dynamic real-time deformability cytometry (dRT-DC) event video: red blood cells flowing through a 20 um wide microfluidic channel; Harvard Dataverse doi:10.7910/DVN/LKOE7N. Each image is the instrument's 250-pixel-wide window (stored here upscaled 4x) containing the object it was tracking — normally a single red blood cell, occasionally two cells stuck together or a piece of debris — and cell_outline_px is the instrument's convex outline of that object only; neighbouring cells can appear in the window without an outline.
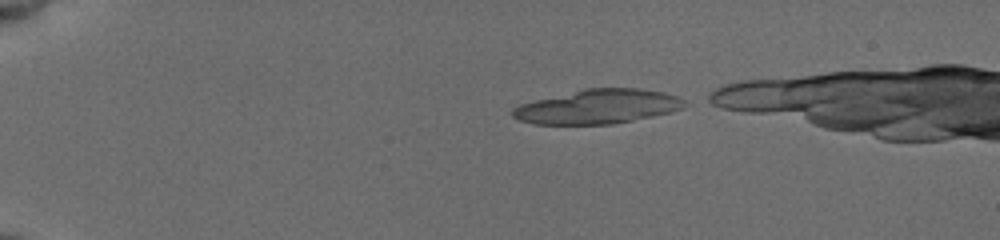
{"species": "common noctule bat (a hibernating species)", "species_latin": "Nyctalus noctula", "temperature_condition": "cold", "stored_images_in_passage": 22, "camera_frame_rate_fps": 3000, "um_per_image_px": 0.085, "animal": {"sex": "female", "body_mass_g": 19.5, "forearm_length_mm": 54.1}, "frame": {"image": 1, "passage_image": 1, "time_ms": 0.0, "image_size_px": [1000, 240], "cell_outline_px": [[688, 104], [684, 108], [672, 112], [612, 124], [536, 124], [520, 120], [512, 116], [512, 108], [520, 104], [584, 88], [640, 88], [664, 92], [680, 96]], "centroid_in_image_um": [50.87, 9.05], "position_along_channel_um": 34.1, "area_um2": 34.39}, "authors_computed_cell_mechanics": {"area_um2": 18.6694, "velocity_mm_per_s": 3.8587, "shape_relaxation_time_tau1_ms": 2.1002, "shape_relaxation_time_tau2_ms": null, "deformation_change_tau1": 0.0991, "deformation_change_tau2": null}}